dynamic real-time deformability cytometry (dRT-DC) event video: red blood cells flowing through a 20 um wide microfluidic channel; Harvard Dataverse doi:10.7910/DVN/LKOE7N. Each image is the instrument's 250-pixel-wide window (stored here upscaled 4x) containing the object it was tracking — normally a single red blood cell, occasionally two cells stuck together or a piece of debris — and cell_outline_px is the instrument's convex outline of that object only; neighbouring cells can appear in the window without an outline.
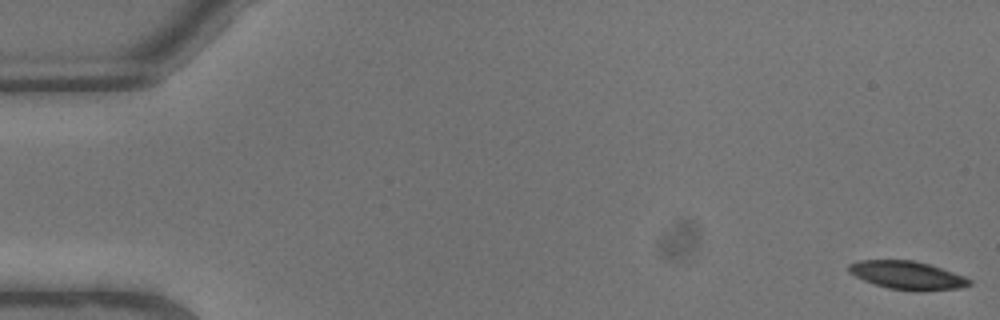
{"species": "common noctule bat (a hibernating species)", "species_latin": "Nyctalus noctula", "temperature_condition": "warm", "stored_images_in_passage": 8, "segment_of_instrument_passage": [1, 2], "camera_frame_rate_fps": 3000, "um_per_image_px": 0.085, "animal": {"sex": "male", "body_mass_g": 13.3}, "frame": {"image": 1, "passage_image": 1, "time_ms": 0.0, "image_size_px": [1000, 320], "cell_outline_px": [[972, 284], [960, 288], [924, 292], [912, 292], [888, 288], [864, 280], [848, 272], [848, 264], [860, 260], [916, 260], [964, 276], [972, 280]], "centroid_in_image_um": [77.14, 23.41], "position_along_channel_um": 7.9, "area_um2": 20.06}}